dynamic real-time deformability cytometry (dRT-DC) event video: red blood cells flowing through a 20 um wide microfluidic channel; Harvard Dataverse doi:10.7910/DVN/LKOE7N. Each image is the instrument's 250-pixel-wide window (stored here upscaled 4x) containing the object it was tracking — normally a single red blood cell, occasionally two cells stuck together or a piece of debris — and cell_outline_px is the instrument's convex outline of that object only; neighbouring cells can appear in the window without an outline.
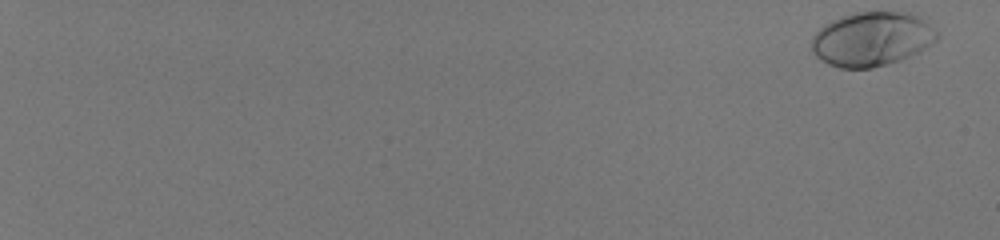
{"species": "human", "species_latin": "Homo sapiens", "temperature_condition": "room temperature", "stored_images_in_passage": 12, "camera_frame_rate_fps": 3000, "um_per_image_px": 0.085, "donor": {"sex": "male"}, "frame": {"image": 1, "passage_image": 1, "time_ms": 0.0, "image_size_px": [1000, 240], "cell_outline_px": [[940, 36], [936, 40], [924, 48], [900, 60], [888, 64], [872, 68], [840, 68], [828, 64], [820, 60], [812, 52], [812, 36], [824, 24], [840, 16], [852, 12], [912, 12], [920, 16]], "centroid_in_image_um": [74.07, 3.31], "position_along_channel_um": 10.9, "area_um2": 39.65}}